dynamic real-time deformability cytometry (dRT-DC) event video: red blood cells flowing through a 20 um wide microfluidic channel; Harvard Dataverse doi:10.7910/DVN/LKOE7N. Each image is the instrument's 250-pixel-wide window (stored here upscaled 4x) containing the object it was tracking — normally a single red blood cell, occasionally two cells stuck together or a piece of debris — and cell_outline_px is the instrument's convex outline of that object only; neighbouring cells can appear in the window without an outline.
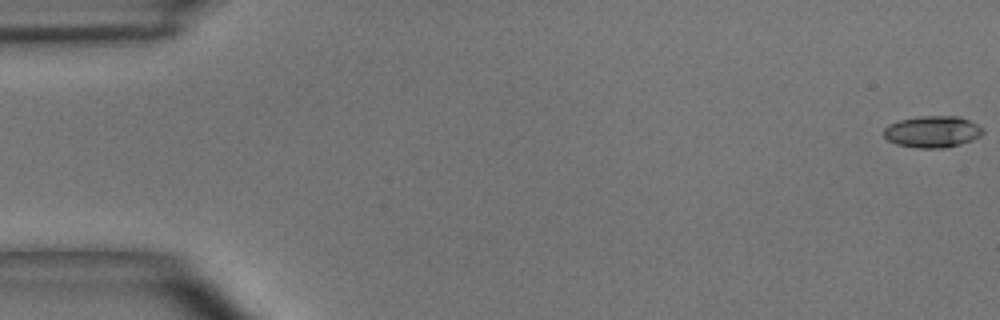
{"species": "common noctule bat (a hibernating species)", "species_latin": "Nyctalus noctula", "temperature_condition": "room temperature", "stored_images_in_passage": 6, "camera_frame_rate_fps": 3000, "um_per_image_px": 0.085, "animal": {"sex": "male", "body_mass_g": 15.6}, "frame": {"image": 1, "passage_image": 1, "time_ms": 0.0, "image_size_px": [1000, 320], "cell_outline_px": [[984, 132], [980, 136], [972, 140], [960, 144], [944, 148], [916, 148], [896, 144], [888, 140], [884, 136], [884, 128], [888, 124], [900, 120], [920, 116], [960, 116], [984, 128]], "centroid_in_image_um": [79.26, 11.2], "position_along_channel_um": 5.7, "area_um2": 18.32}}
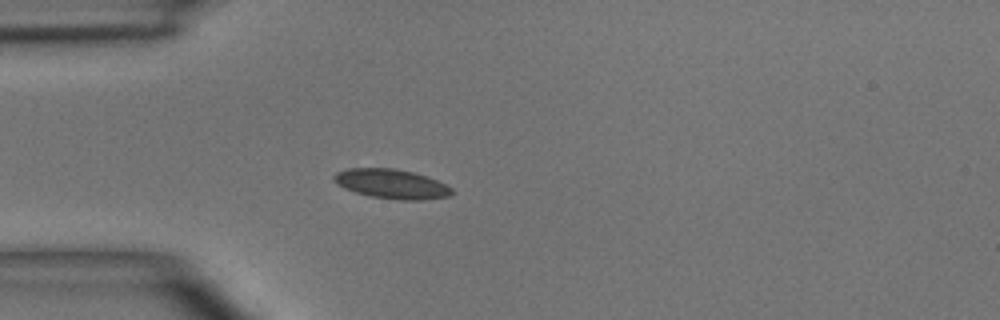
{"frame": {"image": 2, "passage_image": 6, "time_ms": 6.667, "image_size_px": [1000, 320], "cell_outline_px": [[452, 192], [448, 196], [420, 200], [400, 200], [372, 196], [356, 192], [344, 188], [336, 184], [332, 180], [332, 176], [336, 172], [348, 168], [392, 168], [412, 172], [436, 180], [452, 188]], "centroid_in_image_um": [33.21, 15.62], "position_along_channel_um": 51.8, "area_um2": 20.0}}